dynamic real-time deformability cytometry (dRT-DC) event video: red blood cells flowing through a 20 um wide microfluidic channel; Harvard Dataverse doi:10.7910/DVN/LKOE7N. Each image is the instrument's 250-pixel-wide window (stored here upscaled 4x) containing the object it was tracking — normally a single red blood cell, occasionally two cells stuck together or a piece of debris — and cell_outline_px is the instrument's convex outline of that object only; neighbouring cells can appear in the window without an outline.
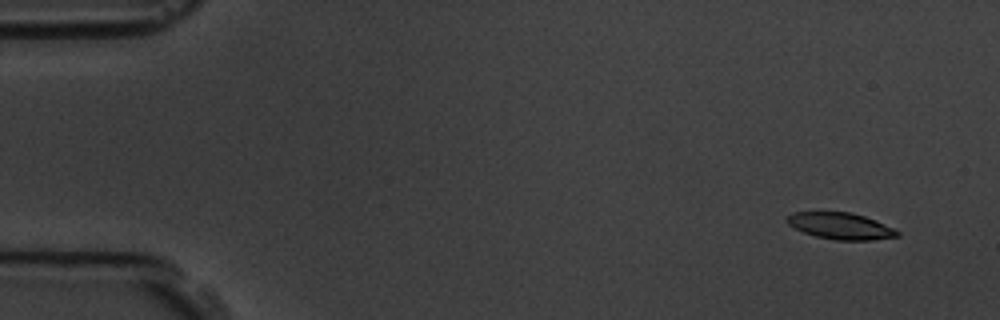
{"species": "common noctule bat (a hibernating species)", "species_latin": "Nyctalus noctula", "temperature_condition": "room temperature", "stored_images_in_passage": 10, "camera_frame_rate_fps": 3000, "um_per_image_px": 0.085, "animal": {"sex": "male", "body_mass_g": 19.5, "forearm_length_mm": 54.6}, "frame": {"image": 1, "passage_image": 1, "time_ms": 0.0, "image_size_px": [1000, 320], "cell_outline_px": [[900, 236], [872, 240], [836, 240], [816, 236], [804, 232], [788, 224], [784, 220], [792, 212], [852, 212], [864, 216], [884, 224], [900, 232]], "centroid_in_image_um": [71.44, 19.2], "position_along_channel_um": 13.6, "area_um2": 16.94}}
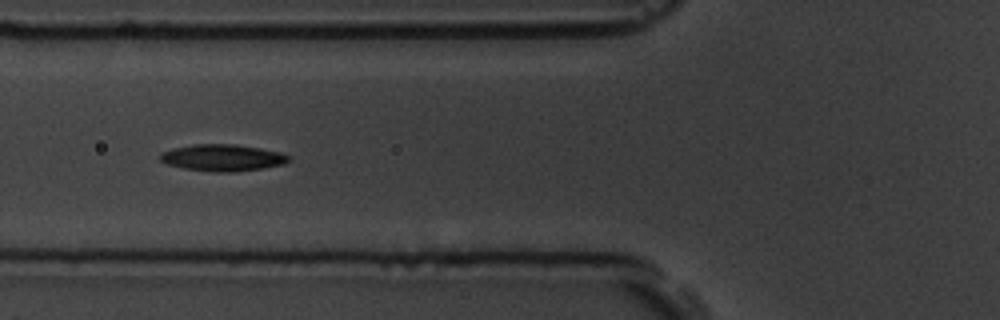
{"frame": {"image": 2, "passage_image": 6, "time_ms": 5.667, "image_size_px": [1000, 320], "cell_outline_px": [[292, 156], [284, 164], [236, 172], [216, 172], [184, 168], [168, 164], [160, 160], [160, 152], [172, 148], [192, 144], [236, 144], [260, 148], [280, 152]], "centroid_in_image_um": [18.91, 13.39], "position_along_channel_um": 106.9, "area_um2": 20.0}}
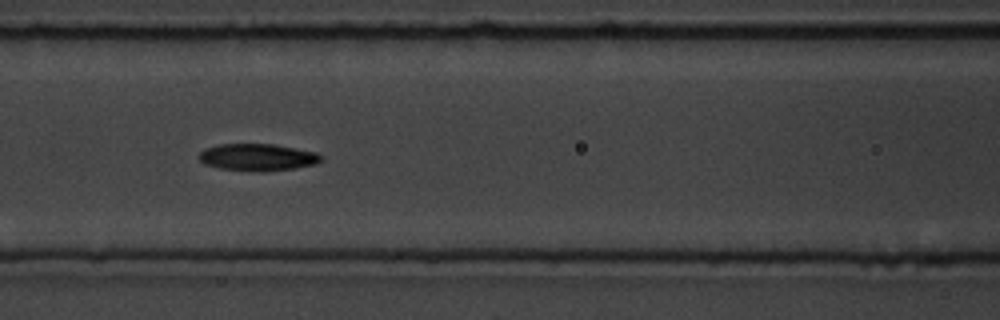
{"frame": {"image": 3, "passage_image": 7, "time_ms": 6.667, "image_size_px": [1000, 320], "cell_outline_px": [[324, 156], [316, 164], [296, 168], [264, 172], [260, 172], [220, 168], [204, 164], [196, 156], [204, 148], [220, 144], [272, 144], [316, 152]], "centroid_in_image_um": [21.88, 13.37], "position_along_channel_um": 144.7, "area_um2": 19.36}}